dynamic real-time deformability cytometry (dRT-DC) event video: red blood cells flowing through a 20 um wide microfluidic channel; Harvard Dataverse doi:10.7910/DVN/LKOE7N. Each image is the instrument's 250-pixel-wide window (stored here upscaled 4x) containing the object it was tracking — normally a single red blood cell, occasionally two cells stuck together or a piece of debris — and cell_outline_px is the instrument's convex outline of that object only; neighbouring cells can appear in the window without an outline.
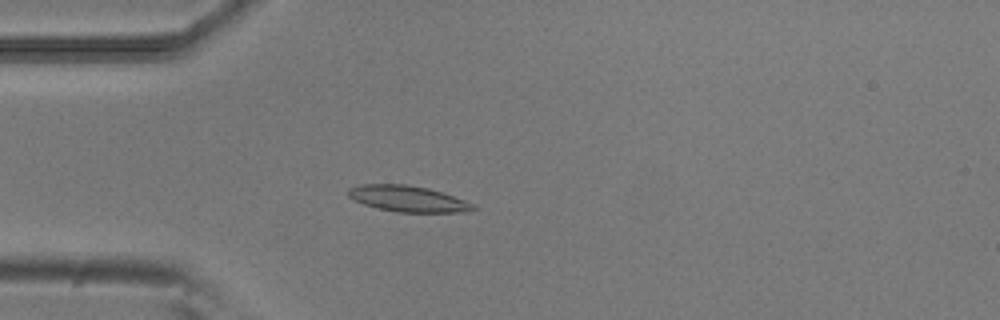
{"species": "common noctule bat (a hibernating species)", "species_latin": "Nyctalus noctula", "temperature_condition": "room temperature", "stored_images_in_passage": 39, "camera_frame_rate_fps": 3000, "um_per_image_px": 0.085, "animal": {"sex": "male", "body_mass_g": 20.5, "forearm_length_mm": 52.5}, "frame": {"image": 1, "passage_image": 1, "time_ms": 0.0, "image_size_px": [1000, 320], "cell_outline_px": [[476, 208], [468, 212], [396, 212], [364, 204], [348, 196], [348, 188], [360, 184], [408, 184], [428, 188], [476, 204]], "centroid_in_image_um": [34.68, 16.89], "position_along_channel_um": 50.3, "area_um2": 18.84}}
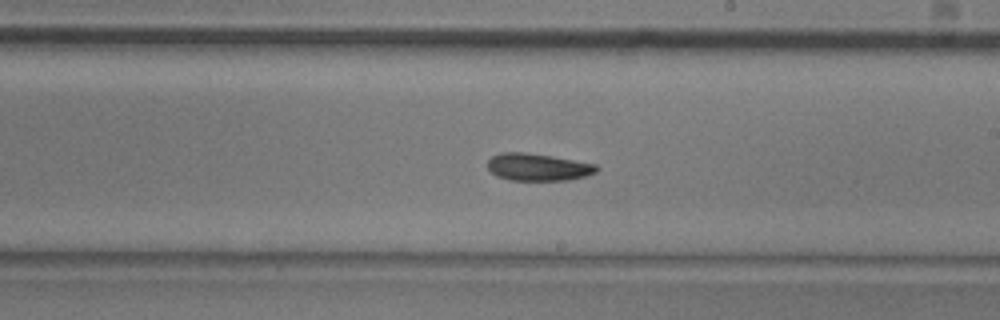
{"frame": {"image": 2, "passage_image": 17, "time_ms": 5.333, "image_size_px": [1000, 320], "cell_outline_px": [[600, 168], [596, 172], [588, 176], [572, 180], [508, 180], [496, 176], [488, 168], [488, 160], [492, 156], [500, 152], [524, 152], [552, 156], [596, 164]], "centroid_in_image_um": [45.75, 14.21], "position_along_channel_um": 243.3, "area_um2": 17.51}}
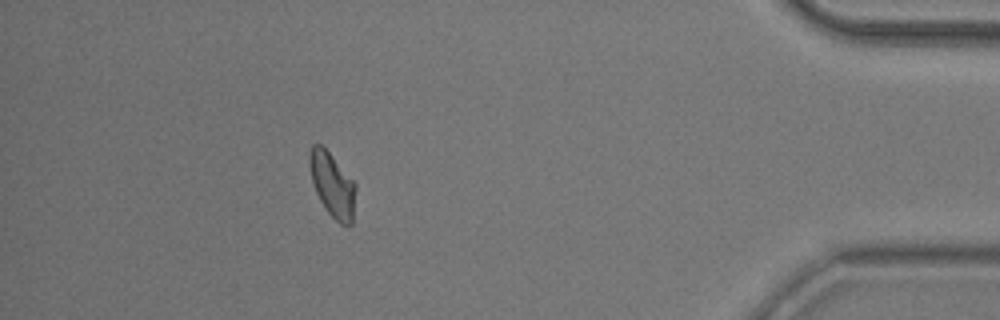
{"frame": {"image": 3, "passage_image": 34, "time_ms": 11.0, "image_size_px": [1000, 320], "cell_outline_px": [[356, 188], [352, 224], [348, 228], [340, 224], [328, 212], [320, 200], [316, 192], [312, 180], [308, 164], [308, 156], [312, 144], [320, 144], [328, 152], [356, 184]], "centroid_in_image_um": [28.25, 15.74], "position_along_channel_um": 407.0, "area_um2": 17.17}, "authors_computed_cell_mechanics": {"area_um2": 17.4556, "velocity_mm_per_s": 3.8057, "shape_relaxation_time_tau1_ms": 5.2657, "shape_relaxation_time_tau2_ms": 10.8192, "deformation_change_tau1": 0.1265, "deformation_change_tau2": 0.1678}}